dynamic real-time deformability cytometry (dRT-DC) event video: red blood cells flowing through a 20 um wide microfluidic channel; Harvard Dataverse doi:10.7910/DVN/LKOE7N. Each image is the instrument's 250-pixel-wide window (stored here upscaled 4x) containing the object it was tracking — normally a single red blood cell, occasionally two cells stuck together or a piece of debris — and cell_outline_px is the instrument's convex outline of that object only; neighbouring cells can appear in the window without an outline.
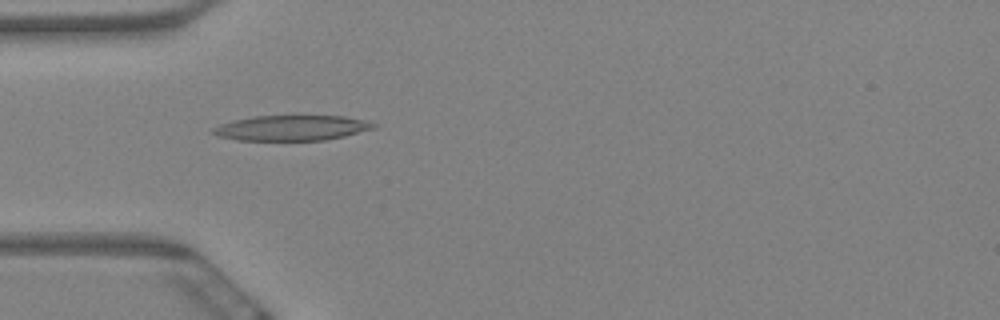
{"species": "Egyptian fruit bat (a non-hibernating species)", "species_latin": "Rousettus aegyptiacus", "temperature_condition": "warm", "stored_images_in_passage": 5, "camera_frame_rate_fps": 3000, "um_per_image_px": 0.085, "animal": {"sex": "female"}, "frame": {"image": 1, "passage_image": 3, "time_ms": 0.667, "image_size_px": [1000, 320], "cell_outline_px": [[376, 128], [344, 136], [324, 140], [240, 140], [220, 136], [208, 132], [212, 128], [220, 124], [232, 120], [252, 116], [344, 116], [364, 120], [376, 124]], "centroid_in_image_um": [24.76, 10.87], "position_along_channel_um": 60.2, "area_um2": 23.58}}
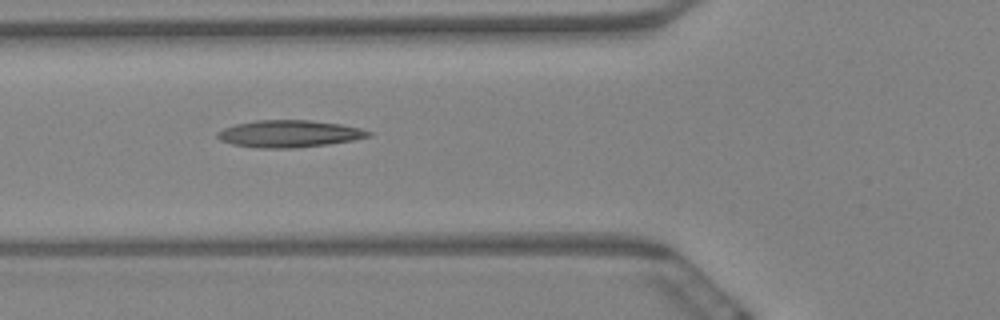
{"frame": {"image": 2, "passage_image": 4, "time_ms": 1.0, "image_size_px": [1000, 320], "cell_outline_px": [[372, 136], [352, 140], [328, 144], [296, 148], [260, 148], [232, 144], [220, 140], [216, 136], [216, 132], [224, 128], [236, 124], [256, 120], [308, 120], [340, 124], [360, 128], [372, 132]], "centroid_in_image_um": [24.57, 11.37], "position_along_channel_um": 101.2, "area_um2": 23.81}}
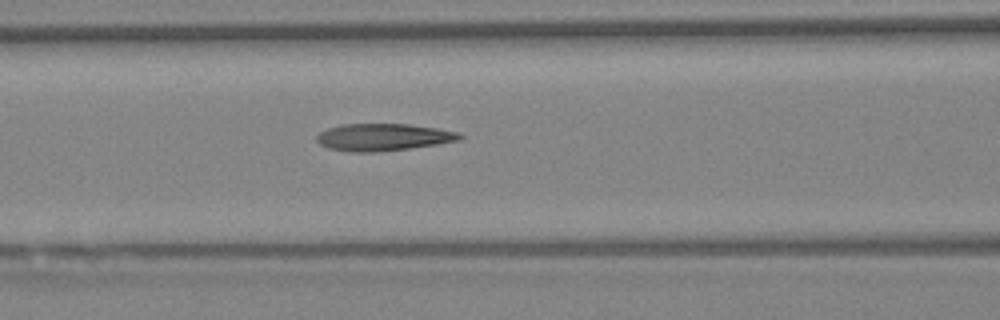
{"frame": {"image": 3, "passage_image": 5, "time_ms": 1.333, "image_size_px": [1000, 320], "cell_outline_px": [[464, 136], [460, 140], [436, 144], [408, 148], [376, 152], [352, 152], [328, 148], [320, 144], [316, 140], [316, 136], [320, 132], [328, 128], [344, 124], [408, 124], [436, 128], [456, 132]], "centroid_in_image_um": [32.54, 11.66], "position_along_channel_um": 134.1, "area_um2": 22.43}}